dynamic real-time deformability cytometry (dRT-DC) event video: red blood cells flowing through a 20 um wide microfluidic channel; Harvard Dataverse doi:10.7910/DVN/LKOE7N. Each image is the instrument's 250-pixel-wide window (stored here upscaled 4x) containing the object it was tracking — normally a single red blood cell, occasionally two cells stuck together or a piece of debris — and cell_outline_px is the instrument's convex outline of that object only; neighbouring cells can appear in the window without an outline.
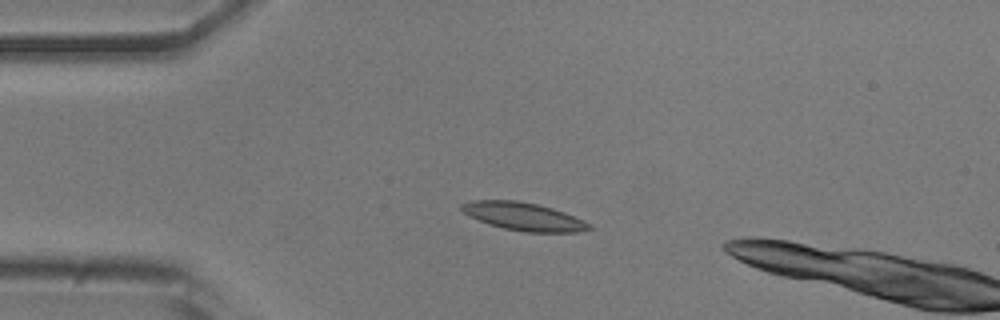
{"species": "common noctule bat (a hibernating species)", "species_latin": "Nyctalus noctula", "temperature_condition": "room temperature", "stored_images_in_passage": 5, "camera_frame_rate_fps": 3000, "um_per_image_px": 0.085, "animal": {"sex": "male", "body_mass_g": 20.5, "forearm_length_mm": 52.5}, "frame": {"image": 1, "passage_image": 4, "time_ms": 3.333, "image_size_px": [1000, 320], "cell_outline_px": [[596, 228], [576, 232], [524, 232], [504, 228], [488, 224], [464, 212], [460, 208], [460, 204], [472, 200], [516, 200], [536, 204], [552, 208], [564, 212], [584, 220], [592, 224]], "centroid_in_image_um": [44.56, 18.4], "position_along_channel_um": 40.4, "area_um2": 20.75}}